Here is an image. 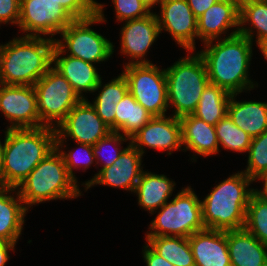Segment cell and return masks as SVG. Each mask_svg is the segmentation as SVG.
<instances>
[{
	"mask_svg": "<svg viewBox=\"0 0 267 266\" xmlns=\"http://www.w3.org/2000/svg\"><path fill=\"white\" fill-rule=\"evenodd\" d=\"M204 43L206 49L198 51L202 56L210 83L224 88L231 94L251 90L256 84L249 79L252 60V41L238 31L227 37Z\"/></svg>",
	"mask_w": 267,
	"mask_h": 266,
	"instance_id": "obj_1",
	"label": "cell"
},
{
	"mask_svg": "<svg viewBox=\"0 0 267 266\" xmlns=\"http://www.w3.org/2000/svg\"><path fill=\"white\" fill-rule=\"evenodd\" d=\"M2 147L0 186L17 188L56 148L54 128L6 129Z\"/></svg>",
	"mask_w": 267,
	"mask_h": 266,
	"instance_id": "obj_2",
	"label": "cell"
},
{
	"mask_svg": "<svg viewBox=\"0 0 267 266\" xmlns=\"http://www.w3.org/2000/svg\"><path fill=\"white\" fill-rule=\"evenodd\" d=\"M55 38L23 36L0 45V83L34 84L52 67Z\"/></svg>",
	"mask_w": 267,
	"mask_h": 266,
	"instance_id": "obj_3",
	"label": "cell"
},
{
	"mask_svg": "<svg viewBox=\"0 0 267 266\" xmlns=\"http://www.w3.org/2000/svg\"><path fill=\"white\" fill-rule=\"evenodd\" d=\"M253 182L243 171H238L216 185L201 200L204 227L220 231L244 228L247 206L254 192L249 185Z\"/></svg>",
	"mask_w": 267,
	"mask_h": 266,
	"instance_id": "obj_4",
	"label": "cell"
},
{
	"mask_svg": "<svg viewBox=\"0 0 267 266\" xmlns=\"http://www.w3.org/2000/svg\"><path fill=\"white\" fill-rule=\"evenodd\" d=\"M59 150L48 154L16 188L27 209L38 203L79 197L82 192Z\"/></svg>",
	"mask_w": 267,
	"mask_h": 266,
	"instance_id": "obj_5",
	"label": "cell"
},
{
	"mask_svg": "<svg viewBox=\"0 0 267 266\" xmlns=\"http://www.w3.org/2000/svg\"><path fill=\"white\" fill-rule=\"evenodd\" d=\"M187 52L192 55L180 58L165 69L168 105L174 107L173 116L179 118L196 110L200 97L210 82L202 56L198 52Z\"/></svg>",
	"mask_w": 267,
	"mask_h": 266,
	"instance_id": "obj_6",
	"label": "cell"
},
{
	"mask_svg": "<svg viewBox=\"0 0 267 266\" xmlns=\"http://www.w3.org/2000/svg\"><path fill=\"white\" fill-rule=\"evenodd\" d=\"M149 225L146 237L181 236L190 237L204 230L202 203L191 187H183L168 203L166 202Z\"/></svg>",
	"mask_w": 267,
	"mask_h": 266,
	"instance_id": "obj_7",
	"label": "cell"
},
{
	"mask_svg": "<svg viewBox=\"0 0 267 266\" xmlns=\"http://www.w3.org/2000/svg\"><path fill=\"white\" fill-rule=\"evenodd\" d=\"M103 7L104 4L97 3L96 14L84 19H74L61 31L62 40L55 39V45L63 54L69 52L70 56L92 64L109 59L114 53L113 43L90 27L94 23L106 22Z\"/></svg>",
	"mask_w": 267,
	"mask_h": 266,
	"instance_id": "obj_8",
	"label": "cell"
},
{
	"mask_svg": "<svg viewBox=\"0 0 267 266\" xmlns=\"http://www.w3.org/2000/svg\"><path fill=\"white\" fill-rule=\"evenodd\" d=\"M40 127L56 128L82 99L53 66L34 84Z\"/></svg>",
	"mask_w": 267,
	"mask_h": 266,
	"instance_id": "obj_9",
	"label": "cell"
},
{
	"mask_svg": "<svg viewBox=\"0 0 267 266\" xmlns=\"http://www.w3.org/2000/svg\"><path fill=\"white\" fill-rule=\"evenodd\" d=\"M128 91L153 117L166 115L168 105L165 69L155 64L124 65Z\"/></svg>",
	"mask_w": 267,
	"mask_h": 266,
	"instance_id": "obj_10",
	"label": "cell"
},
{
	"mask_svg": "<svg viewBox=\"0 0 267 266\" xmlns=\"http://www.w3.org/2000/svg\"><path fill=\"white\" fill-rule=\"evenodd\" d=\"M73 20L74 18L59 2L21 0L18 26L21 31L27 33L23 36H54L60 34Z\"/></svg>",
	"mask_w": 267,
	"mask_h": 266,
	"instance_id": "obj_11",
	"label": "cell"
},
{
	"mask_svg": "<svg viewBox=\"0 0 267 266\" xmlns=\"http://www.w3.org/2000/svg\"><path fill=\"white\" fill-rule=\"evenodd\" d=\"M55 131L57 149H63V143L67 137L77 143L94 146L111 132L110 128L97 115L88 99H82L76 104L67 117L55 128Z\"/></svg>",
	"mask_w": 267,
	"mask_h": 266,
	"instance_id": "obj_12",
	"label": "cell"
},
{
	"mask_svg": "<svg viewBox=\"0 0 267 266\" xmlns=\"http://www.w3.org/2000/svg\"><path fill=\"white\" fill-rule=\"evenodd\" d=\"M0 111L10 121L7 129L40 127L34 86L0 83Z\"/></svg>",
	"mask_w": 267,
	"mask_h": 266,
	"instance_id": "obj_13",
	"label": "cell"
},
{
	"mask_svg": "<svg viewBox=\"0 0 267 266\" xmlns=\"http://www.w3.org/2000/svg\"><path fill=\"white\" fill-rule=\"evenodd\" d=\"M160 16L156 14L160 32L165 30L186 51H194L198 38L197 18L186 0H162Z\"/></svg>",
	"mask_w": 267,
	"mask_h": 266,
	"instance_id": "obj_14",
	"label": "cell"
},
{
	"mask_svg": "<svg viewBox=\"0 0 267 266\" xmlns=\"http://www.w3.org/2000/svg\"><path fill=\"white\" fill-rule=\"evenodd\" d=\"M130 143L143 155L144 147L157 149L159 151L181 150L182 135L180 118L164 116H154L150 121L130 137Z\"/></svg>",
	"mask_w": 267,
	"mask_h": 266,
	"instance_id": "obj_15",
	"label": "cell"
},
{
	"mask_svg": "<svg viewBox=\"0 0 267 266\" xmlns=\"http://www.w3.org/2000/svg\"><path fill=\"white\" fill-rule=\"evenodd\" d=\"M143 155L129 142L113 165L100 169L91 180L83 183L86 191L94 185H107L134 192L143 172Z\"/></svg>",
	"mask_w": 267,
	"mask_h": 266,
	"instance_id": "obj_16",
	"label": "cell"
},
{
	"mask_svg": "<svg viewBox=\"0 0 267 266\" xmlns=\"http://www.w3.org/2000/svg\"><path fill=\"white\" fill-rule=\"evenodd\" d=\"M125 22L120 31V50L125 57L128 56L131 60L125 65L151 64V61L144 57L161 33L156 13L151 12L146 17Z\"/></svg>",
	"mask_w": 267,
	"mask_h": 266,
	"instance_id": "obj_17",
	"label": "cell"
},
{
	"mask_svg": "<svg viewBox=\"0 0 267 266\" xmlns=\"http://www.w3.org/2000/svg\"><path fill=\"white\" fill-rule=\"evenodd\" d=\"M240 5L231 0H219L197 18L198 38L202 43L221 39L229 28L239 31ZM237 28V29H236Z\"/></svg>",
	"mask_w": 267,
	"mask_h": 266,
	"instance_id": "obj_18",
	"label": "cell"
},
{
	"mask_svg": "<svg viewBox=\"0 0 267 266\" xmlns=\"http://www.w3.org/2000/svg\"><path fill=\"white\" fill-rule=\"evenodd\" d=\"M188 238L195 266H231L227 231L205 228Z\"/></svg>",
	"mask_w": 267,
	"mask_h": 266,
	"instance_id": "obj_19",
	"label": "cell"
},
{
	"mask_svg": "<svg viewBox=\"0 0 267 266\" xmlns=\"http://www.w3.org/2000/svg\"><path fill=\"white\" fill-rule=\"evenodd\" d=\"M62 55H64L62 51L55 45L53 67L70 82L72 88L81 99H87L83 96V92L93 93L100 79H102L98 74L97 68L94 64L80 58Z\"/></svg>",
	"mask_w": 267,
	"mask_h": 266,
	"instance_id": "obj_20",
	"label": "cell"
},
{
	"mask_svg": "<svg viewBox=\"0 0 267 266\" xmlns=\"http://www.w3.org/2000/svg\"><path fill=\"white\" fill-rule=\"evenodd\" d=\"M231 266H264L267 245L261 243L245 228L227 231Z\"/></svg>",
	"mask_w": 267,
	"mask_h": 266,
	"instance_id": "obj_21",
	"label": "cell"
},
{
	"mask_svg": "<svg viewBox=\"0 0 267 266\" xmlns=\"http://www.w3.org/2000/svg\"><path fill=\"white\" fill-rule=\"evenodd\" d=\"M183 150H192L197 155L211 156L219 152V142L215 126L202 119L187 114L180 117Z\"/></svg>",
	"mask_w": 267,
	"mask_h": 266,
	"instance_id": "obj_22",
	"label": "cell"
},
{
	"mask_svg": "<svg viewBox=\"0 0 267 266\" xmlns=\"http://www.w3.org/2000/svg\"><path fill=\"white\" fill-rule=\"evenodd\" d=\"M13 192H15L16 198L13 196ZM26 212H28V209L24 205L18 191L16 192V188L0 186L1 240L9 243H17V240L22 234Z\"/></svg>",
	"mask_w": 267,
	"mask_h": 266,
	"instance_id": "obj_23",
	"label": "cell"
},
{
	"mask_svg": "<svg viewBox=\"0 0 267 266\" xmlns=\"http://www.w3.org/2000/svg\"><path fill=\"white\" fill-rule=\"evenodd\" d=\"M238 94H232L228 104V115L233 123L251 138L267 130V103L257 101H236Z\"/></svg>",
	"mask_w": 267,
	"mask_h": 266,
	"instance_id": "obj_24",
	"label": "cell"
},
{
	"mask_svg": "<svg viewBox=\"0 0 267 266\" xmlns=\"http://www.w3.org/2000/svg\"><path fill=\"white\" fill-rule=\"evenodd\" d=\"M175 182L163 174L144 171L135 186L134 193L138 197V205L149 213H156L169 197H171Z\"/></svg>",
	"mask_w": 267,
	"mask_h": 266,
	"instance_id": "obj_25",
	"label": "cell"
},
{
	"mask_svg": "<svg viewBox=\"0 0 267 266\" xmlns=\"http://www.w3.org/2000/svg\"><path fill=\"white\" fill-rule=\"evenodd\" d=\"M102 84V80L100 79L99 84L94 89V92L100 89V91H98L99 94L95 97V101L90 104L95 108L97 115L110 130L115 131L116 107L128 92V84L122 73L107 84L103 86Z\"/></svg>",
	"mask_w": 267,
	"mask_h": 266,
	"instance_id": "obj_26",
	"label": "cell"
},
{
	"mask_svg": "<svg viewBox=\"0 0 267 266\" xmlns=\"http://www.w3.org/2000/svg\"><path fill=\"white\" fill-rule=\"evenodd\" d=\"M152 117L128 91L116 107L115 131L122 132V135L130 138L145 126Z\"/></svg>",
	"mask_w": 267,
	"mask_h": 266,
	"instance_id": "obj_27",
	"label": "cell"
},
{
	"mask_svg": "<svg viewBox=\"0 0 267 266\" xmlns=\"http://www.w3.org/2000/svg\"><path fill=\"white\" fill-rule=\"evenodd\" d=\"M231 95L224 88L209 82L200 97L196 110L192 114L207 124L215 126L228 114Z\"/></svg>",
	"mask_w": 267,
	"mask_h": 266,
	"instance_id": "obj_28",
	"label": "cell"
},
{
	"mask_svg": "<svg viewBox=\"0 0 267 266\" xmlns=\"http://www.w3.org/2000/svg\"><path fill=\"white\" fill-rule=\"evenodd\" d=\"M147 244L174 266H195L188 237H145Z\"/></svg>",
	"mask_w": 267,
	"mask_h": 266,
	"instance_id": "obj_29",
	"label": "cell"
},
{
	"mask_svg": "<svg viewBox=\"0 0 267 266\" xmlns=\"http://www.w3.org/2000/svg\"><path fill=\"white\" fill-rule=\"evenodd\" d=\"M246 23L251 26L244 27ZM239 25L238 33L248 37L252 42L255 37L254 29L257 30L256 43L267 40V0H245L240 5Z\"/></svg>",
	"mask_w": 267,
	"mask_h": 266,
	"instance_id": "obj_30",
	"label": "cell"
},
{
	"mask_svg": "<svg viewBox=\"0 0 267 266\" xmlns=\"http://www.w3.org/2000/svg\"><path fill=\"white\" fill-rule=\"evenodd\" d=\"M215 131L222 148L239 153L248 151L252 138L236 126L228 114L215 125Z\"/></svg>",
	"mask_w": 267,
	"mask_h": 266,
	"instance_id": "obj_31",
	"label": "cell"
},
{
	"mask_svg": "<svg viewBox=\"0 0 267 266\" xmlns=\"http://www.w3.org/2000/svg\"><path fill=\"white\" fill-rule=\"evenodd\" d=\"M244 228L267 245V200L254 192L247 206Z\"/></svg>",
	"mask_w": 267,
	"mask_h": 266,
	"instance_id": "obj_32",
	"label": "cell"
},
{
	"mask_svg": "<svg viewBox=\"0 0 267 266\" xmlns=\"http://www.w3.org/2000/svg\"><path fill=\"white\" fill-rule=\"evenodd\" d=\"M247 153V167L243 172L254 181L261 173L267 171V130L252 138Z\"/></svg>",
	"mask_w": 267,
	"mask_h": 266,
	"instance_id": "obj_33",
	"label": "cell"
},
{
	"mask_svg": "<svg viewBox=\"0 0 267 266\" xmlns=\"http://www.w3.org/2000/svg\"><path fill=\"white\" fill-rule=\"evenodd\" d=\"M128 139L130 141L129 137L124 136L121 133L116 132V131H111L105 137L100 139L94 146H92L93 155L95 157V160L97 159L96 164H99L100 160H101L100 162L104 161L101 169L113 165V163L119 158V156L121 155V153L124 150L121 148V144L123 142L128 141ZM109 145L113 146L114 148L113 147H111V148H113L114 150L113 151L111 150L108 153L109 155L105 157L106 159H103V155H101L104 152L103 149H104V147H108ZM105 153H106V151H105Z\"/></svg>",
	"mask_w": 267,
	"mask_h": 266,
	"instance_id": "obj_34",
	"label": "cell"
},
{
	"mask_svg": "<svg viewBox=\"0 0 267 266\" xmlns=\"http://www.w3.org/2000/svg\"><path fill=\"white\" fill-rule=\"evenodd\" d=\"M79 149H83V153L80 152L78 149L70 150L68 153L65 151H62L61 149H58L60 154L62 155L64 159V163L66 165V168L68 170V173L77 181L75 173L73 172V169L82 168L84 167V170L88 169L91 164L95 161V157L92 152V145L84 144V143H77ZM78 150V151H77Z\"/></svg>",
	"mask_w": 267,
	"mask_h": 266,
	"instance_id": "obj_35",
	"label": "cell"
},
{
	"mask_svg": "<svg viewBox=\"0 0 267 266\" xmlns=\"http://www.w3.org/2000/svg\"><path fill=\"white\" fill-rule=\"evenodd\" d=\"M117 21H127L146 17L150 9L141 0H112Z\"/></svg>",
	"mask_w": 267,
	"mask_h": 266,
	"instance_id": "obj_36",
	"label": "cell"
},
{
	"mask_svg": "<svg viewBox=\"0 0 267 266\" xmlns=\"http://www.w3.org/2000/svg\"><path fill=\"white\" fill-rule=\"evenodd\" d=\"M59 2L74 19H84L96 14L95 0H50Z\"/></svg>",
	"mask_w": 267,
	"mask_h": 266,
	"instance_id": "obj_37",
	"label": "cell"
},
{
	"mask_svg": "<svg viewBox=\"0 0 267 266\" xmlns=\"http://www.w3.org/2000/svg\"><path fill=\"white\" fill-rule=\"evenodd\" d=\"M21 0H0V24H17L20 19Z\"/></svg>",
	"mask_w": 267,
	"mask_h": 266,
	"instance_id": "obj_38",
	"label": "cell"
},
{
	"mask_svg": "<svg viewBox=\"0 0 267 266\" xmlns=\"http://www.w3.org/2000/svg\"><path fill=\"white\" fill-rule=\"evenodd\" d=\"M142 252L147 266H174L155 252L148 244H145Z\"/></svg>",
	"mask_w": 267,
	"mask_h": 266,
	"instance_id": "obj_39",
	"label": "cell"
},
{
	"mask_svg": "<svg viewBox=\"0 0 267 266\" xmlns=\"http://www.w3.org/2000/svg\"><path fill=\"white\" fill-rule=\"evenodd\" d=\"M196 18L219 0H186Z\"/></svg>",
	"mask_w": 267,
	"mask_h": 266,
	"instance_id": "obj_40",
	"label": "cell"
},
{
	"mask_svg": "<svg viewBox=\"0 0 267 266\" xmlns=\"http://www.w3.org/2000/svg\"><path fill=\"white\" fill-rule=\"evenodd\" d=\"M15 243H9L6 241H3L0 244V266H5V264L8 262L9 258H10V254L8 252H10V250L14 252V247H15Z\"/></svg>",
	"mask_w": 267,
	"mask_h": 266,
	"instance_id": "obj_41",
	"label": "cell"
},
{
	"mask_svg": "<svg viewBox=\"0 0 267 266\" xmlns=\"http://www.w3.org/2000/svg\"><path fill=\"white\" fill-rule=\"evenodd\" d=\"M261 180L263 184V189H254V193L258 196H260L263 199L267 200V171L261 173L258 177L255 178L254 181L256 180Z\"/></svg>",
	"mask_w": 267,
	"mask_h": 266,
	"instance_id": "obj_42",
	"label": "cell"
},
{
	"mask_svg": "<svg viewBox=\"0 0 267 266\" xmlns=\"http://www.w3.org/2000/svg\"><path fill=\"white\" fill-rule=\"evenodd\" d=\"M257 47H259L260 51L262 52L263 56L267 61V40L260 41L257 43Z\"/></svg>",
	"mask_w": 267,
	"mask_h": 266,
	"instance_id": "obj_43",
	"label": "cell"
},
{
	"mask_svg": "<svg viewBox=\"0 0 267 266\" xmlns=\"http://www.w3.org/2000/svg\"><path fill=\"white\" fill-rule=\"evenodd\" d=\"M151 11V8L156 4H160L162 0H141Z\"/></svg>",
	"mask_w": 267,
	"mask_h": 266,
	"instance_id": "obj_44",
	"label": "cell"
},
{
	"mask_svg": "<svg viewBox=\"0 0 267 266\" xmlns=\"http://www.w3.org/2000/svg\"><path fill=\"white\" fill-rule=\"evenodd\" d=\"M2 147H3V143L0 140V172H1V160H2Z\"/></svg>",
	"mask_w": 267,
	"mask_h": 266,
	"instance_id": "obj_45",
	"label": "cell"
},
{
	"mask_svg": "<svg viewBox=\"0 0 267 266\" xmlns=\"http://www.w3.org/2000/svg\"><path fill=\"white\" fill-rule=\"evenodd\" d=\"M231 1H234V2H236L238 5H241L245 0H231Z\"/></svg>",
	"mask_w": 267,
	"mask_h": 266,
	"instance_id": "obj_46",
	"label": "cell"
}]
</instances>
